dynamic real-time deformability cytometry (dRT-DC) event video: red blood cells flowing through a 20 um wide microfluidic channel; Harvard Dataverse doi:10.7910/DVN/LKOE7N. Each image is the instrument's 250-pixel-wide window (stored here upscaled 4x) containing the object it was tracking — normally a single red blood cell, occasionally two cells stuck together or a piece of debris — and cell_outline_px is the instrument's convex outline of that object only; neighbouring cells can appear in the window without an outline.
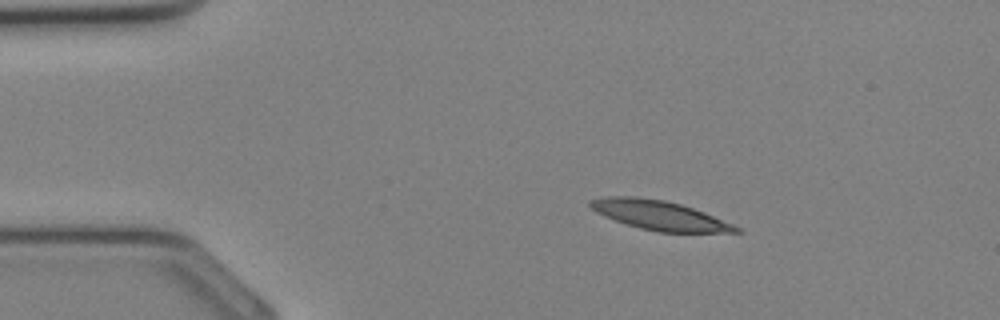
{"species": "Egyptian fruit bat (a non-hibernating species)", "species_latin": "Rousettus aegyptiacus", "temperature_condition": "cold", "stored_images_in_passage": 33, "camera_frame_rate_fps": 3000, "um_per_image_px": 0.085, "animal": {"sex": "female"}, "frame": {"image": 1, "passage_image": 5, "time_ms": 1.333, "image_size_px": [1000, 320], "cell_outline_px": [[744, 232], [660, 232], [640, 228], [604, 216], [596, 212], [588, 204], [588, 200], [608, 196], [636, 196], [664, 200], [680, 204], [704, 212], [732, 224], [740, 228]], "centroid_in_image_um": [56.03, 18.29], "position_along_channel_um": 29.0, "area_um2": 24.62}}
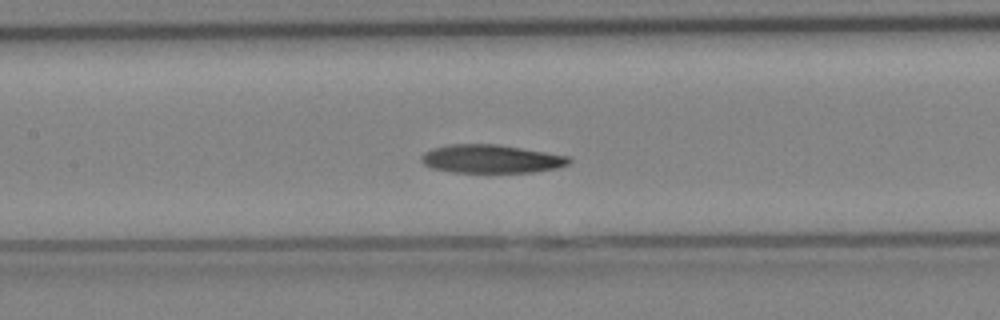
{"frame": {"image": 2, "passage_image": 15, "time_ms": 4.667, "image_size_px": [1000, 320], "cell_outline_px": [[572, 160], [568, 164], [556, 168], [532, 172], [452, 172], [432, 168], [424, 164], [420, 160], [420, 156], [424, 152], [432, 148], [448, 144], [496, 144], [568, 156]], "centroid_in_image_um": [41.69, 13.5], "position_along_channel_um": 165.7, "area_um2": 24.28}}
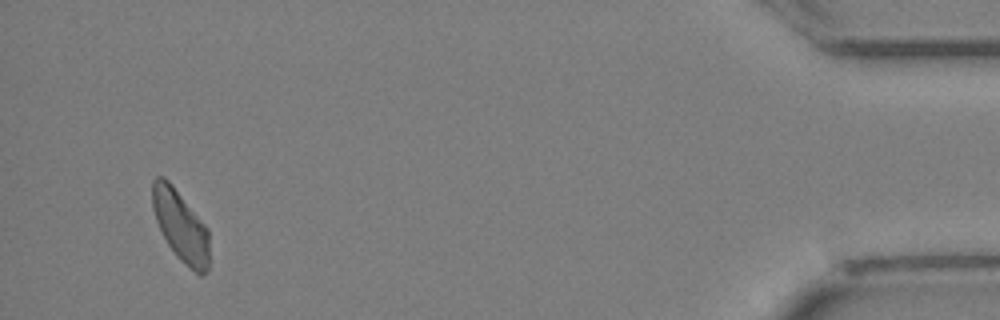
{"frame": {"image": 3, "passage_image": 32, "time_ms": 10.333, "image_size_px": [1000, 320], "cell_outline_px": [[208, 268], [200, 276], [176, 256], [168, 244], [156, 220], [152, 208], [152, 180], [156, 176], [164, 176], [172, 184], [208, 228]], "centroid_in_image_um": [15.33, 19.16], "position_along_channel_um": 419.9, "area_um2": 23.29}}